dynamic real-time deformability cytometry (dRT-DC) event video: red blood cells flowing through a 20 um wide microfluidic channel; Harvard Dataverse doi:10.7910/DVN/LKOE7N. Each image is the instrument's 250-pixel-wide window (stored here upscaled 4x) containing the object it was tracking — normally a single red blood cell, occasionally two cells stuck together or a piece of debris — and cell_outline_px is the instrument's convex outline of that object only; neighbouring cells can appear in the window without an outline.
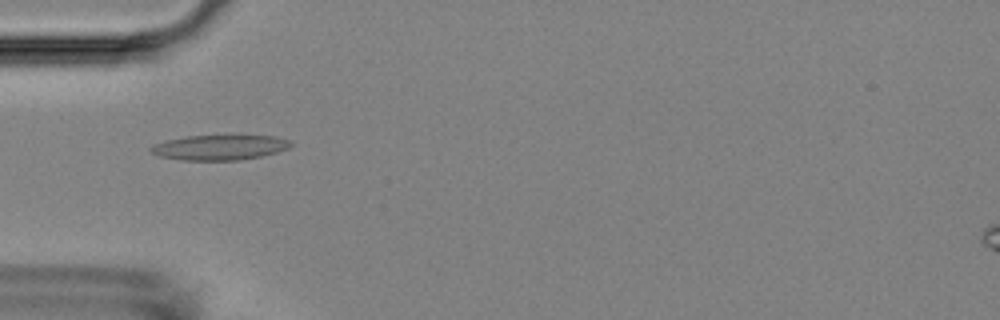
{"species": "Egyptian fruit bat (a non-hibernating species)", "species_latin": "Rousettus aegyptiacus", "temperature_condition": "room temperature", "stored_images_in_passage": 12, "camera_frame_rate_fps": 3000, "um_per_image_px": 0.085, "animal": {"sex": "female"}, "frame": {"image": 1, "passage_image": 2, "time_ms": 1.333, "image_size_px": [1000, 320], "cell_outline_px": [[292, 144], [288, 148], [276, 152], [260, 156], [240, 160], [180, 160], [160, 156], [148, 152], [148, 148], [152, 144], [168, 140], [188, 136], [236, 132], [276, 136], [288, 140]], "centroid_in_image_um": [18.67, 12.47], "position_along_channel_um": 66.3, "area_um2": 21.56}}
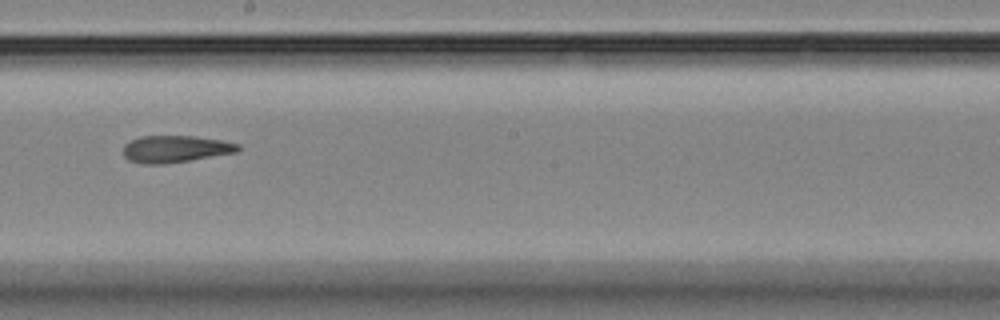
{"frame": {"image": 2, "passage_image": 6, "time_ms": 6.0, "image_size_px": [1000, 320], "cell_outline_px": [[240, 148], [236, 152], [164, 164], [144, 164], [128, 160], [124, 156], [124, 144], [140, 136], [196, 136], [220, 140], [240, 144]], "centroid_in_image_um": [14.88, 12.66], "position_along_channel_um": 233.3, "area_um2": 17.86}}
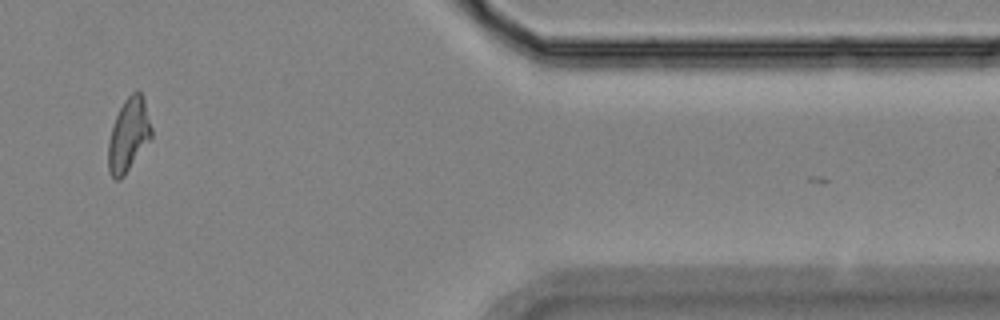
{"frame": {"image": 3, "passage_image": 10, "time_ms": 11.667, "image_size_px": [1000, 320], "cell_outline_px": [[152, 140], [124, 176], [120, 180], [116, 180], [108, 172], [108, 140], [116, 116], [124, 100], [132, 92], [140, 92], [144, 96], [152, 128]], "centroid_in_image_um": [10.95, 11.5], "position_along_channel_um": 400.4, "area_um2": 18.79}, "authors_computed_cell_mechanics": {"area_um2": 18.5249, "velocity_mm_per_s": 3.5766, "shape_relaxation_time_tau1_ms": null, "shape_relaxation_time_tau2_ms": 6.62, "deformation_change_tau1": null, "deformation_change_tau2": 0.1506}}